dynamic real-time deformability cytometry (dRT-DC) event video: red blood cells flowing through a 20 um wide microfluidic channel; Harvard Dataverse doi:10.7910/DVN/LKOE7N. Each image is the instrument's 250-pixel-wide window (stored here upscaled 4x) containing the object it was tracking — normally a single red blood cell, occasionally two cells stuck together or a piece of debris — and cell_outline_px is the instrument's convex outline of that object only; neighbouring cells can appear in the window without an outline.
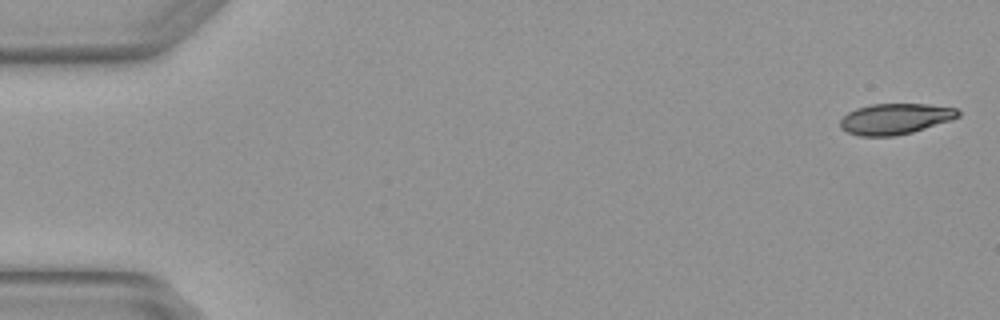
{"species": "Egyptian fruit bat (a non-hibernating species)", "species_latin": "Rousettus aegyptiacus", "temperature_condition": "warm", "stored_images_in_passage": 5, "camera_frame_rate_fps": 3000, "um_per_image_px": 0.085, "animal": {"sex": "female"}, "frame": {"image": 1, "passage_image": 1, "time_ms": 0.0, "image_size_px": [1000, 320], "cell_outline_px": [[960, 116], [952, 120], [912, 132], [896, 136], [860, 136], [848, 132], [840, 128], [840, 120], [848, 112], [856, 108], [872, 104], [928, 104], [956, 108], [960, 112]], "centroid_in_image_um": [76.1, 10.1], "position_along_channel_um": 8.9, "area_um2": 21.21}}
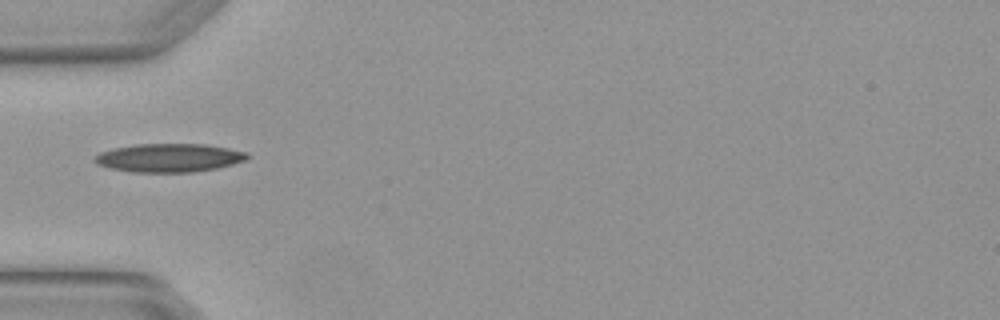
{"frame": {"image": 2, "passage_image": 4, "time_ms": 1.0, "image_size_px": [1000, 320], "cell_outline_px": [[248, 156], [244, 160], [232, 164], [216, 168], [192, 172], [132, 172], [112, 168], [96, 164], [92, 160], [100, 152], [112, 148], [136, 144], [204, 144], [228, 148], [248, 152]], "centroid_in_image_um": [14.34, 13.41], "position_along_channel_um": 70.7, "area_um2": 25.2}}
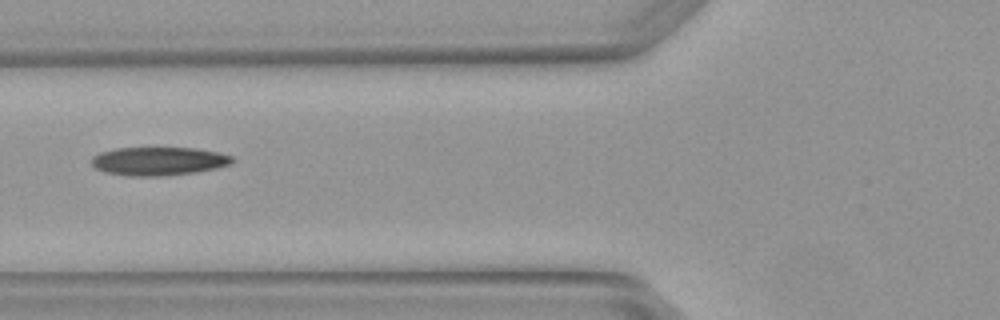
{"frame": {"image": 3, "passage_image": 5, "time_ms": 1.333, "image_size_px": [1000, 320], "cell_outline_px": [[236, 160], [232, 164], [216, 168], [196, 172], [164, 176], [128, 176], [108, 172], [96, 168], [92, 164], [92, 156], [100, 152], [116, 148], [196, 148], [216, 152], [232, 156]], "centroid_in_image_um": [13.51, 13.7], "position_along_channel_um": 112.3, "area_um2": 23.29}}